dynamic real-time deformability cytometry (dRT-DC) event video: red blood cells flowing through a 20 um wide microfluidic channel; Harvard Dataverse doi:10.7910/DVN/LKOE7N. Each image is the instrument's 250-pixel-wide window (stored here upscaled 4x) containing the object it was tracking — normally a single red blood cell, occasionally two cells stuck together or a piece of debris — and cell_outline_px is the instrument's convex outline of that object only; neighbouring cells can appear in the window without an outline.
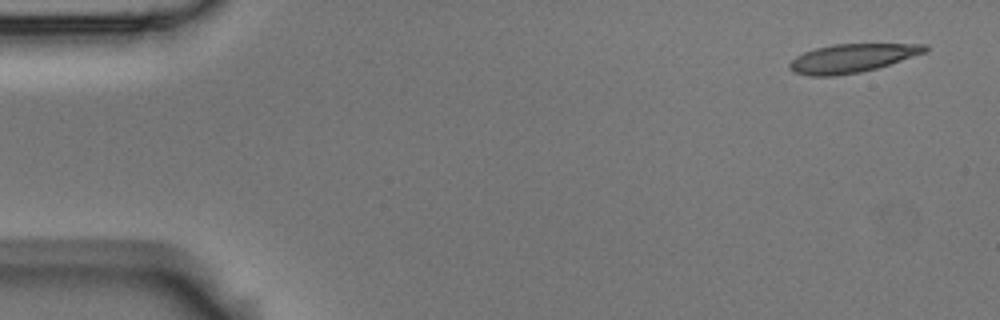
{"species": "Egyptian fruit bat (a non-hibernating species)", "species_latin": "Rousettus aegyptiacus", "temperature_condition": "room temperature", "stored_images_in_passage": 8, "camera_frame_rate_fps": 3000, "um_per_image_px": 0.085, "animal": {"sex": "male"}, "frame": {"image": 1, "passage_image": 1, "time_ms": 0.0, "image_size_px": [1000, 320], "cell_outline_px": [[928, 52], [876, 68], [860, 72], [832, 76], [808, 76], [792, 72], [788, 68], [788, 64], [796, 56], [804, 52], [816, 48], [832, 44], [928, 44]], "centroid_in_image_um": [72.4, 4.95], "position_along_channel_um": 12.6, "area_um2": 22.6}}
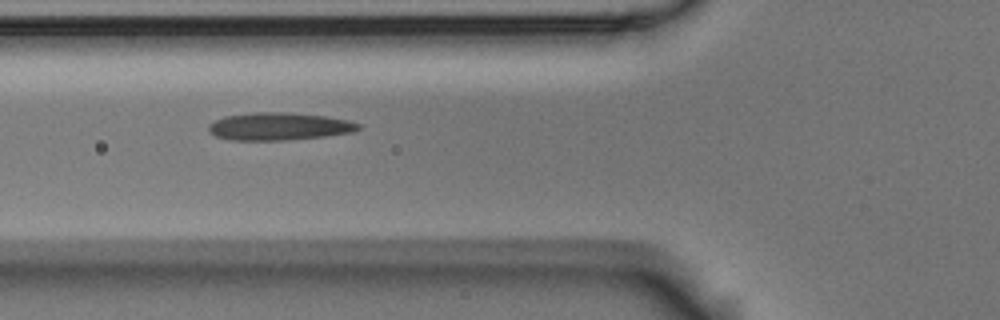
{"frame": {"image": 2, "passage_image": 6, "time_ms": 1.667, "image_size_px": [1000, 320], "cell_outline_px": [[360, 128], [352, 132], [324, 136], [284, 140], [232, 140], [216, 136], [208, 132], [208, 124], [224, 116], [252, 112], [288, 112], [328, 116], [348, 120], [360, 124]], "centroid_in_image_um": [23.69, 10.73], "position_along_channel_um": 102.1, "area_um2": 24.16}}
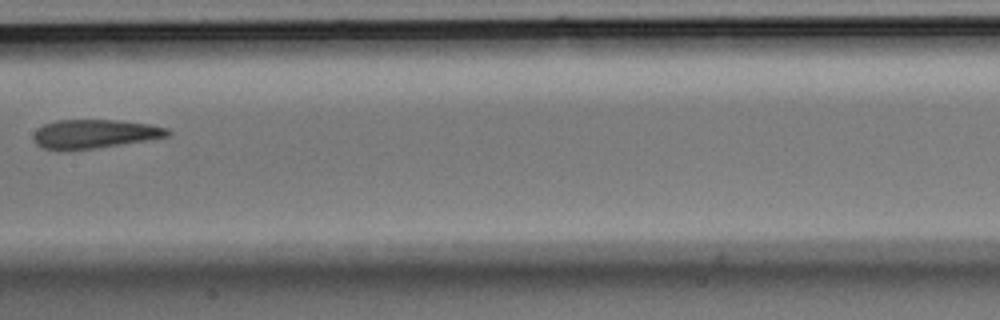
{"frame": {"image": 3, "passage_image": 8, "time_ms": 2.333, "image_size_px": [1000, 320], "cell_outline_px": [[172, 132], [168, 136], [96, 148], [44, 148], [36, 144], [32, 136], [36, 128], [44, 124], [56, 120], [116, 120], [148, 124], [168, 128]], "centroid_in_image_um": [8.03, 11.35], "position_along_channel_um": 199.4, "area_um2": 21.96}}